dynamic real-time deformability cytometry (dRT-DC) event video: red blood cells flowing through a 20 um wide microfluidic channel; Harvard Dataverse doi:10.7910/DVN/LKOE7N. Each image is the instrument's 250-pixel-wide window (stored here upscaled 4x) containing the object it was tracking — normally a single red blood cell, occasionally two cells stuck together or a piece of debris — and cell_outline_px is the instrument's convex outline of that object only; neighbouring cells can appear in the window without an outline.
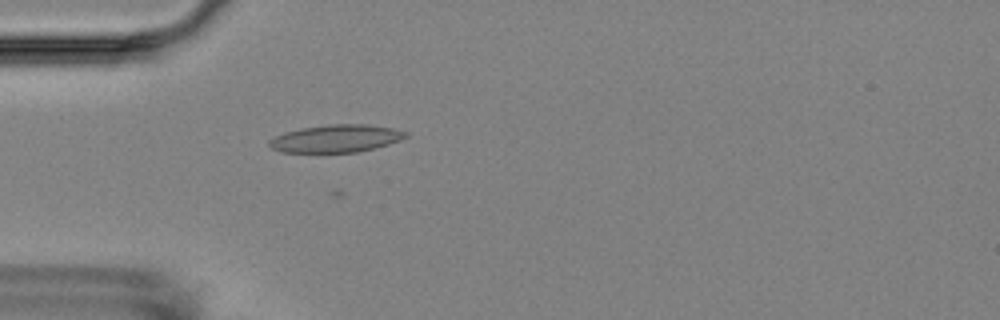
{"species": "Egyptian fruit bat (a non-hibernating species)", "species_latin": "Rousettus aegyptiacus", "temperature_condition": "room temperature", "stored_images_in_passage": 7, "camera_frame_rate_fps": 3000, "um_per_image_px": 0.085, "animal": {"sex": "female"}, "frame": {"image": 1, "passage_image": 6, "time_ms": 5.667, "image_size_px": [1000, 320], "cell_outline_px": [[408, 136], [400, 140], [376, 148], [356, 152], [280, 152], [272, 148], [268, 144], [268, 140], [284, 132], [300, 128], [328, 124], [364, 124], [392, 128], [408, 132]], "centroid_in_image_um": [28.55, 11.77], "position_along_channel_um": 56.4, "area_um2": 21.96}}